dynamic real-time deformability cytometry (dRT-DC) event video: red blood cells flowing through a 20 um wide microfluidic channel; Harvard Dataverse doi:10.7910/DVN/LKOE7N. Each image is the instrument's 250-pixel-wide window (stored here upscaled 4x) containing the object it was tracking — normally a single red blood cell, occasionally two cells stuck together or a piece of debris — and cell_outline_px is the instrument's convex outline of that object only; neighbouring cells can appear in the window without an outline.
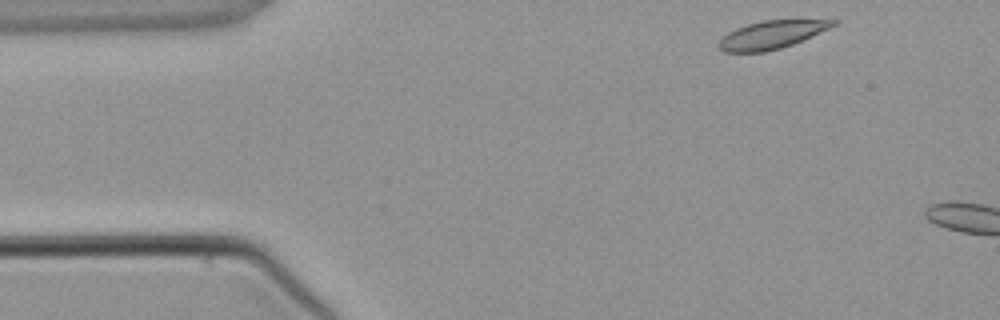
{"species": "common noctule bat (a hibernating species)", "species_latin": "Nyctalus noctula", "temperature_condition": "warm", "stored_images_in_passage": 2, "camera_frame_rate_fps": 3000, "um_per_image_px": 0.085, "animal": {"sex": "male", "body_mass_g": 21.5, "forearm_length_mm": 52.0}, "frame": {"image": 1, "passage_image": 1, "time_ms": 0.0, "image_size_px": [1000, 320], "cell_outline_px": [[840, 20], [836, 24], [828, 28], [792, 44], [780, 48], [764, 52], [724, 52], [716, 48], [716, 44], [728, 32], [736, 28], [748, 24], [764, 20]], "centroid_in_image_um": [65.5, 2.96], "position_along_channel_um": 19.5, "area_um2": 18.38}}